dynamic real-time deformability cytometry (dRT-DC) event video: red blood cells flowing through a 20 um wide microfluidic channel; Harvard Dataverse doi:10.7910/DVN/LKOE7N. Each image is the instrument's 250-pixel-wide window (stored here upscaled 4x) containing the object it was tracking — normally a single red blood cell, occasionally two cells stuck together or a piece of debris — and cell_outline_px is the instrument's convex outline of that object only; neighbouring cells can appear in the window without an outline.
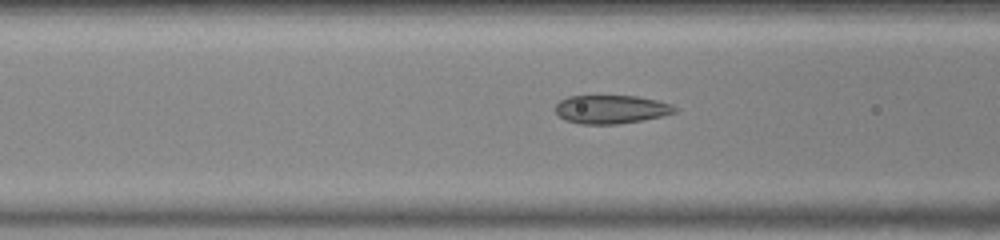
{"species": "common noctule bat (a hibernating species)", "species_latin": "Nyctalus noctula", "temperature_condition": "warm", "stored_images_in_passage": 41, "camera_frame_rate_fps": 3000, "um_per_image_px": 0.085, "animal": {"sex": "female", "body_mass_g": 23.0, "forearm_length_mm": 53.4}, "frame": {"image": 1, "passage_image": 10, "time_ms": 3.0, "image_size_px": [1000, 240], "cell_outline_px": [[680, 108], [676, 112], [660, 116], [640, 120], [616, 124], [580, 124], [564, 120], [556, 112], [556, 104], [560, 100], [568, 96], [636, 96], [656, 100], [672, 104]], "centroid_in_image_um": [51.94, 9.29], "position_along_channel_um": 114.7, "area_um2": 19.77}}
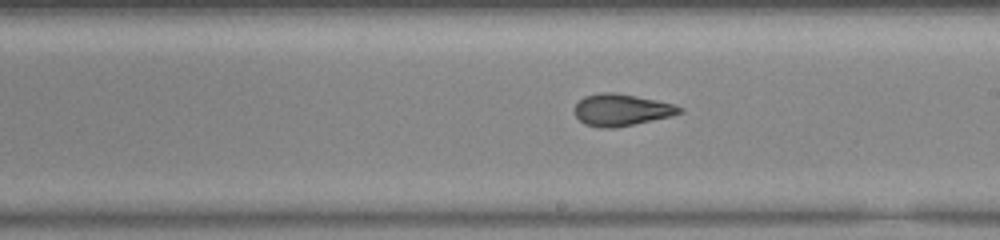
{"frame": {"image": 2, "passage_image": 19, "time_ms": 6.0, "image_size_px": [1000, 240], "cell_outline_px": [[684, 112], [672, 116], [612, 128], [600, 128], [584, 124], [576, 116], [576, 104], [584, 96], [604, 92], [612, 92], [636, 96], [676, 104], [684, 108]], "centroid_in_image_um": [52.87, 9.34], "position_along_channel_um": 236.1, "area_um2": 19.36}}
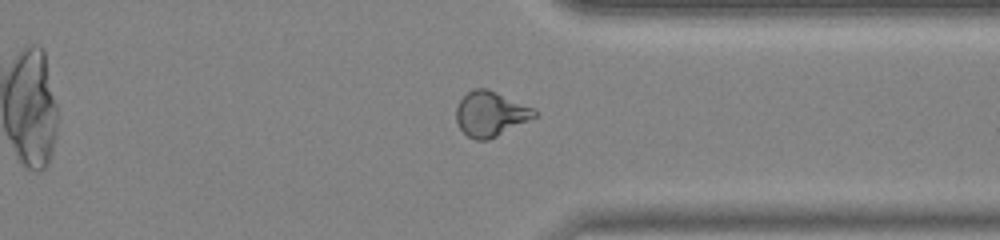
{"frame": {"image": 3, "passage_image": 29, "time_ms": 9.333, "image_size_px": [1000, 240], "cell_outline_px": [[540, 112], [536, 116], [488, 140], [476, 140], [468, 136], [460, 128], [456, 120], [456, 108], [460, 100], [472, 88], [484, 88], [496, 92], [532, 108]], "centroid_in_image_um": [41.66, 9.68], "position_along_channel_um": 369.7, "area_um2": 20.06}, "authors_computed_cell_mechanics": {"area_um2": 20.0566, "velocity_mm_per_s": 4.056, "shape_relaxation_time_tau1_ms": null, "shape_relaxation_time_tau2_ms": 1.0879, "deformation_change_tau1": null, "deformation_change_tau2": 0.0766}}